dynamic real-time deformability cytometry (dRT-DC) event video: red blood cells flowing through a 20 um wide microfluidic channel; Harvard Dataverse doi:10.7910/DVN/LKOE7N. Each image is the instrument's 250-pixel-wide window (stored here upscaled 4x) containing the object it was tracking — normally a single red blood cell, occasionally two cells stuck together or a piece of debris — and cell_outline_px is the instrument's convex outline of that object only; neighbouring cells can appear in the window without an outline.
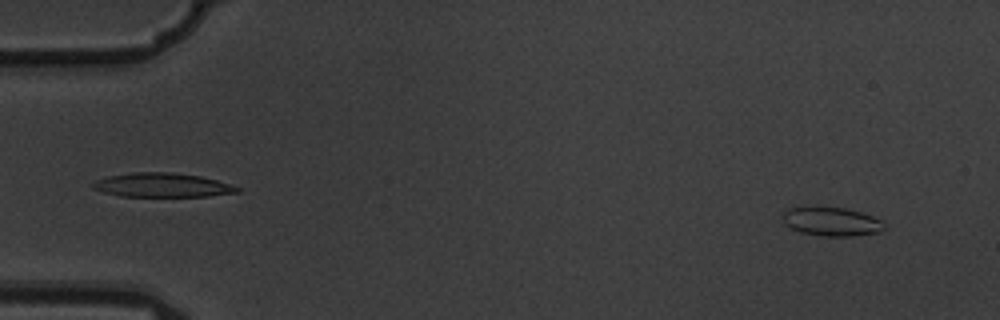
{"species": "common noctule bat (a hibernating species)", "species_latin": "Nyctalus noctula", "temperature_condition": "warm", "stored_images_in_passage": 6, "camera_frame_rate_fps": 3000, "um_per_image_px": 0.085, "animal": {"sex": "male", "body_mass_g": 19.5, "forearm_length_mm": 54.6}, "frame": {"image": 1, "passage_image": 1, "time_ms": 0.0, "image_size_px": [1000, 320], "cell_outline_px": [[884, 228], [880, 232], [852, 236], [824, 236], [800, 232], [784, 224], [784, 212], [788, 208], [848, 208], [872, 216], [880, 220], [884, 224]], "centroid_in_image_um": [70.71, 18.85], "position_along_channel_um": 14.3, "area_um2": 16.65}}
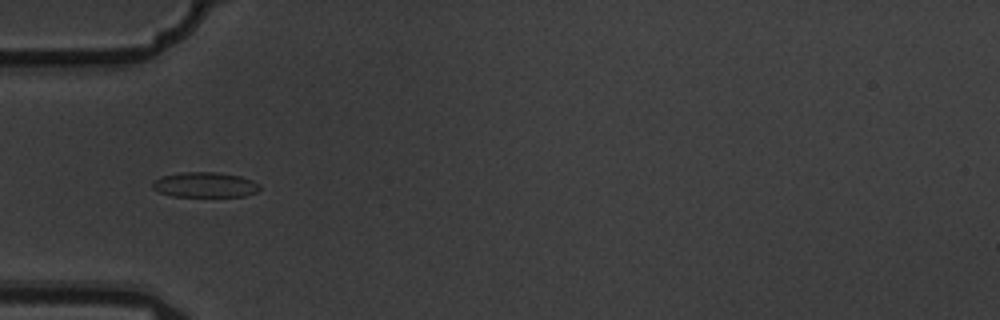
{"frame": {"image": 2, "passage_image": 5, "time_ms": 1.333, "image_size_px": [1000, 320], "cell_outline_px": [[260, 188], [256, 192], [244, 196], [172, 196], [160, 192], [152, 188], [152, 180], [160, 176], [180, 172], [216, 172], [240, 176], [252, 180], [260, 184]], "centroid_in_image_um": [17.39, 15.69], "position_along_channel_um": 67.6, "area_um2": 15.78}}
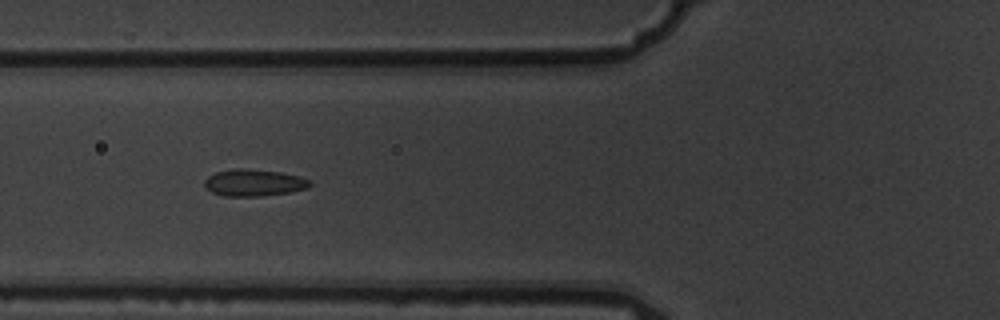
{"frame": {"image": 3, "passage_image": 6, "time_ms": 1.667, "image_size_px": [1000, 320], "cell_outline_px": [[312, 184], [308, 188], [288, 192], [260, 196], [224, 196], [212, 192], [204, 184], [204, 180], [208, 176], [216, 172], [236, 168], [244, 168], [280, 172], [312, 180]], "centroid_in_image_um": [21.58, 15.53], "position_along_channel_um": 104.2, "area_um2": 16.36}}